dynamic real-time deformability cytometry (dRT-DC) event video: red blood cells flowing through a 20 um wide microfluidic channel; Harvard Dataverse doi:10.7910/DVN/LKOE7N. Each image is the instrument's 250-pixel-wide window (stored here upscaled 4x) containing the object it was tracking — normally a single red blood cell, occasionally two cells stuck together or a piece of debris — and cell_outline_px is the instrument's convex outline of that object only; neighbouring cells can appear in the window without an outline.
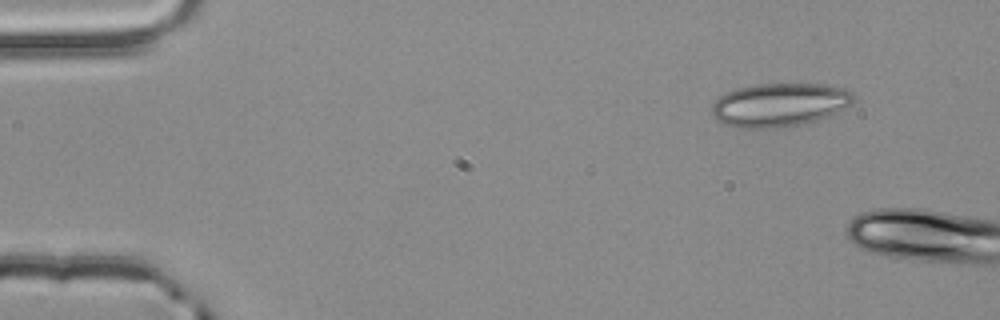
{"species": "common noctule bat (a hibernating species)", "species_latin": "Nyctalus noctula", "temperature_condition": "room temperature", "stored_images_in_passage": 2, "camera_frame_rate_fps": 3000, "um_per_image_px": 0.085, "animal": {"sex": "male", "body_mass_g": 20.4}, "frame": {"image": 1, "passage_image": 1, "time_ms": 0.0, "image_size_px": [1000, 320], "cell_outline_px": [[856, 100], [852, 104], [828, 116], [804, 124], [788, 128], [736, 128], [720, 124], [712, 116], [712, 104], [720, 96], [736, 88], [756, 84], [824, 84], [844, 88], [852, 92], [856, 96]], "centroid_in_image_um": [66.25, 8.93], "position_along_channel_um": 18.7, "area_um2": 36.53}}